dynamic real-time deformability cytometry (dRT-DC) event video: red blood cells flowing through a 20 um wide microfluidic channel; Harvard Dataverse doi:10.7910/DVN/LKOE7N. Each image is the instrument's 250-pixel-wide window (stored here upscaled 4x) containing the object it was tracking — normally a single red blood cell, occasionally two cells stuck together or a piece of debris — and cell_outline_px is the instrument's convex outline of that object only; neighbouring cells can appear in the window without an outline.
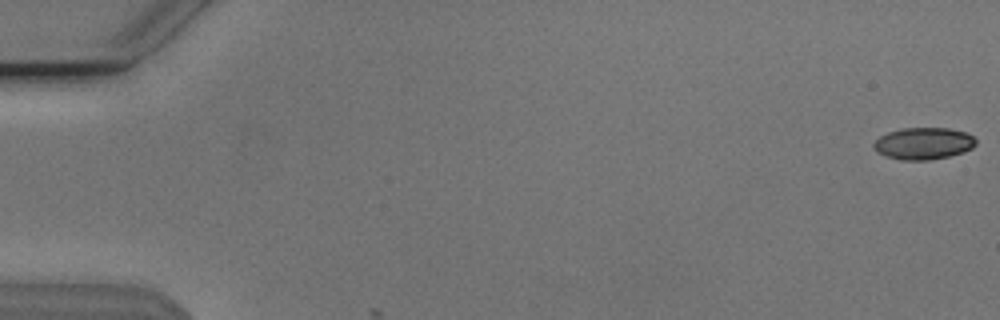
{"species": "Egyptian fruit bat (a non-hibernating species)", "species_latin": "Rousettus aegyptiacus", "temperature_condition": "cold", "stored_images_in_passage": 3, "camera_frame_rate_fps": 3000, "um_per_image_px": 0.085, "animal": {"sex": "male"}, "frame": {"image": 1, "passage_image": 1, "time_ms": 0.0, "image_size_px": [1000, 320], "cell_outline_px": [[976, 144], [972, 148], [964, 152], [948, 156], [928, 160], [900, 160], [876, 152], [872, 144], [880, 136], [888, 132], [904, 128], [948, 128], [968, 132], [976, 140]], "centroid_in_image_um": [78.51, 12.19], "position_along_channel_um": 6.5, "area_um2": 19.02}}